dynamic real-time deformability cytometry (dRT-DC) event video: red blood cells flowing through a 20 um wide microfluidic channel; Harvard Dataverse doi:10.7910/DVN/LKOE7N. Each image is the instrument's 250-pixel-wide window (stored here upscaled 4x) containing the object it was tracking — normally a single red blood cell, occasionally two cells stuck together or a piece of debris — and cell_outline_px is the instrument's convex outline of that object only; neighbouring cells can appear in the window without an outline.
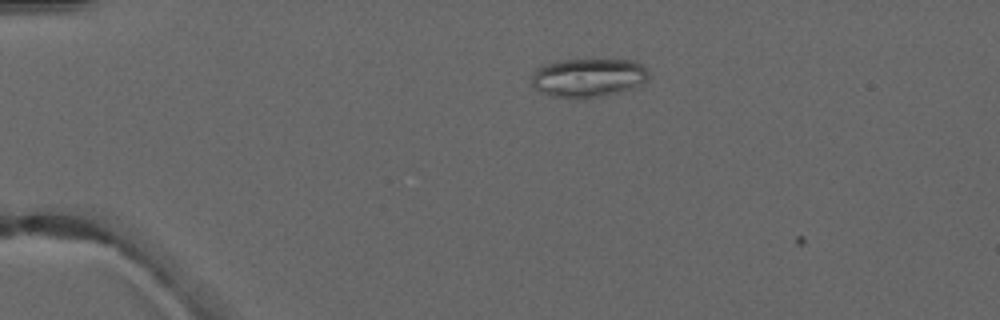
{"species": "common noctule bat (a hibernating species)", "species_latin": "Nyctalus noctula", "temperature_condition": "warm", "stored_images_in_passage": 4, "camera_frame_rate_fps": 3000, "um_per_image_px": 0.085, "animal": {"sex": "male", "forearm_length_mm": 52.5}, "frame": {"image": 1, "passage_image": 3, "time_ms": 2.333, "image_size_px": [1000, 320], "cell_outline_px": [[648, 76], [640, 84], [632, 88], [620, 92], [600, 96], [552, 96], [540, 92], [532, 84], [532, 76], [536, 68], [556, 60], [632, 60], [648, 68]], "centroid_in_image_um": [50.0, 6.57], "position_along_channel_um": 35.0, "area_um2": 25.84}}